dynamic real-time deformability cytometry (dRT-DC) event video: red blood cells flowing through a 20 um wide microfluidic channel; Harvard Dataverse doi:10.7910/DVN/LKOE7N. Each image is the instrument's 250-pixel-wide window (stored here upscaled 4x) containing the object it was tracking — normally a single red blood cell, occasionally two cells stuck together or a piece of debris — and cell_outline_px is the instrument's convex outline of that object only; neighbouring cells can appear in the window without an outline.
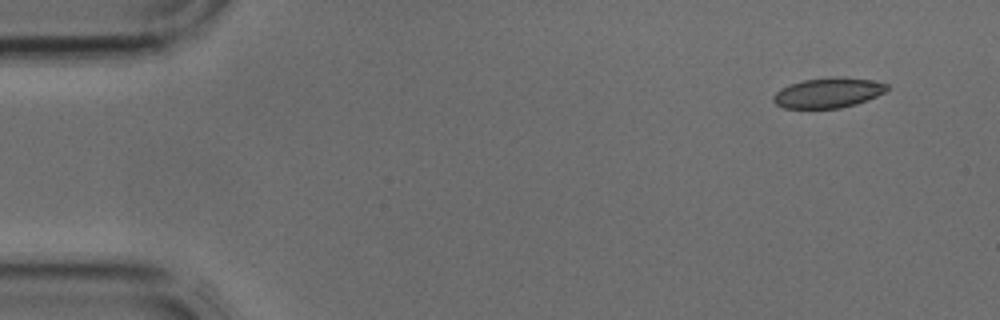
{"species": "common noctule bat (a hibernating species)", "species_latin": "Nyctalus noctula", "temperature_condition": "cold", "stored_images_in_passage": 3, "camera_frame_rate_fps": 3000, "um_per_image_px": 0.085, "animal": {"sex": "male", "body_mass_g": 17.9, "forearm_length_mm": 54.2}, "frame": {"image": 1, "passage_image": 3, "time_ms": 0.667, "image_size_px": [1000, 320], "cell_outline_px": [[888, 88], [884, 92], [868, 100], [856, 104], [840, 108], [784, 108], [776, 104], [772, 100], [772, 96], [780, 88], [788, 84], [804, 80], [840, 76], [872, 80], [888, 84]], "centroid_in_image_um": [70.37, 7.88], "position_along_channel_um": 14.6, "area_um2": 20.0}}